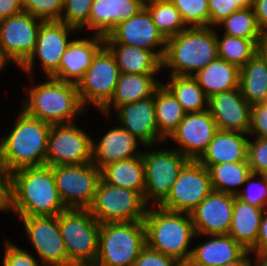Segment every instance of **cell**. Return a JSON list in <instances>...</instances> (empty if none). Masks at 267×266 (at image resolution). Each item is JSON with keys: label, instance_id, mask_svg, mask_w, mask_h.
I'll return each instance as SVG.
<instances>
[{"label": "cell", "instance_id": "6da1fadb", "mask_svg": "<svg viewBox=\"0 0 267 266\" xmlns=\"http://www.w3.org/2000/svg\"><path fill=\"white\" fill-rule=\"evenodd\" d=\"M8 213L15 216H58L65 211L51 166L17 169L8 174Z\"/></svg>", "mask_w": 267, "mask_h": 266}, {"label": "cell", "instance_id": "7a4b0ae2", "mask_svg": "<svg viewBox=\"0 0 267 266\" xmlns=\"http://www.w3.org/2000/svg\"><path fill=\"white\" fill-rule=\"evenodd\" d=\"M27 78L31 82L24 88L20 105L28 115L51 125H60L75 123L77 117L87 112L80 102L77 85L51 77L35 84L34 77Z\"/></svg>", "mask_w": 267, "mask_h": 266}, {"label": "cell", "instance_id": "3957f363", "mask_svg": "<svg viewBox=\"0 0 267 266\" xmlns=\"http://www.w3.org/2000/svg\"><path fill=\"white\" fill-rule=\"evenodd\" d=\"M10 132L0 139V166L8 175L24 168L45 165L51 124L20 109Z\"/></svg>", "mask_w": 267, "mask_h": 266}, {"label": "cell", "instance_id": "277c9868", "mask_svg": "<svg viewBox=\"0 0 267 266\" xmlns=\"http://www.w3.org/2000/svg\"><path fill=\"white\" fill-rule=\"evenodd\" d=\"M143 222L146 245L186 266L192 254L190 245L196 238L191 215L149 206Z\"/></svg>", "mask_w": 267, "mask_h": 266}, {"label": "cell", "instance_id": "5b68a950", "mask_svg": "<svg viewBox=\"0 0 267 266\" xmlns=\"http://www.w3.org/2000/svg\"><path fill=\"white\" fill-rule=\"evenodd\" d=\"M218 57L216 28L187 27L167 39L162 71L170 75L193 76Z\"/></svg>", "mask_w": 267, "mask_h": 266}, {"label": "cell", "instance_id": "8992f818", "mask_svg": "<svg viewBox=\"0 0 267 266\" xmlns=\"http://www.w3.org/2000/svg\"><path fill=\"white\" fill-rule=\"evenodd\" d=\"M146 246L143 221L101 224L98 255L93 266H133Z\"/></svg>", "mask_w": 267, "mask_h": 266}, {"label": "cell", "instance_id": "52a82bcc", "mask_svg": "<svg viewBox=\"0 0 267 266\" xmlns=\"http://www.w3.org/2000/svg\"><path fill=\"white\" fill-rule=\"evenodd\" d=\"M58 226L68 255V266H93L98 255L99 223L88 209H66Z\"/></svg>", "mask_w": 267, "mask_h": 266}, {"label": "cell", "instance_id": "ba28073f", "mask_svg": "<svg viewBox=\"0 0 267 266\" xmlns=\"http://www.w3.org/2000/svg\"><path fill=\"white\" fill-rule=\"evenodd\" d=\"M160 145H155V148L145 146L146 149L142 151L145 173L143 197L148 206H159L167 198L181 169L189 161L177 149H162Z\"/></svg>", "mask_w": 267, "mask_h": 266}, {"label": "cell", "instance_id": "9c48e42d", "mask_svg": "<svg viewBox=\"0 0 267 266\" xmlns=\"http://www.w3.org/2000/svg\"><path fill=\"white\" fill-rule=\"evenodd\" d=\"M148 205L140 192L115 187L100 179L91 206V215L101 224L143 221Z\"/></svg>", "mask_w": 267, "mask_h": 266}, {"label": "cell", "instance_id": "30bf717a", "mask_svg": "<svg viewBox=\"0 0 267 266\" xmlns=\"http://www.w3.org/2000/svg\"><path fill=\"white\" fill-rule=\"evenodd\" d=\"M120 70L116 59L104 44L94 55L91 65L77 84L79 99L88 111L94 106L99 112L112 98Z\"/></svg>", "mask_w": 267, "mask_h": 266}, {"label": "cell", "instance_id": "8fae6325", "mask_svg": "<svg viewBox=\"0 0 267 266\" xmlns=\"http://www.w3.org/2000/svg\"><path fill=\"white\" fill-rule=\"evenodd\" d=\"M80 31L61 21H43L37 35L34 51L19 67L23 74L35 76L36 61L43 76L50 77L58 68L61 56L66 51L75 34ZM72 35V36H71ZM39 60V61H38Z\"/></svg>", "mask_w": 267, "mask_h": 266}, {"label": "cell", "instance_id": "7c38bea8", "mask_svg": "<svg viewBox=\"0 0 267 266\" xmlns=\"http://www.w3.org/2000/svg\"><path fill=\"white\" fill-rule=\"evenodd\" d=\"M60 198L67 209H88L94 199L101 170L93 163L51 166Z\"/></svg>", "mask_w": 267, "mask_h": 266}, {"label": "cell", "instance_id": "4fadbf2b", "mask_svg": "<svg viewBox=\"0 0 267 266\" xmlns=\"http://www.w3.org/2000/svg\"><path fill=\"white\" fill-rule=\"evenodd\" d=\"M93 138L75 123L52 125L48 135L45 165L92 163Z\"/></svg>", "mask_w": 267, "mask_h": 266}, {"label": "cell", "instance_id": "5bb4252c", "mask_svg": "<svg viewBox=\"0 0 267 266\" xmlns=\"http://www.w3.org/2000/svg\"><path fill=\"white\" fill-rule=\"evenodd\" d=\"M26 239L34 249L43 266H68V255L64 246L58 216H17Z\"/></svg>", "mask_w": 267, "mask_h": 266}, {"label": "cell", "instance_id": "9a60e30c", "mask_svg": "<svg viewBox=\"0 0 267 266\" xmlns=\"http://www.w3.org/2000/svg\"><path fill=\"white\" fill-rule=\"evenodd\" d=\"M211 191L208 169L198 160H189L181 169L169 195L159 206L190 214Z\"/></svg>", "mask_w": 267, "mask_h": 266}, {"label": "cell", "instance_id": "2e32d148", "mask_svg": "<svg viewBox=\"0 0 267 266\" xmlns=\"http://www.w3.org/2000/svg\"><path fill=\"white\" fill-rule=\"evenodd\" d=\"M42 20L26 12L0 20V51L20 67L34 51Z\"/></svg>", "mask_w": 267, "mask_h": 266}, {"label": "cell", "instance_id": "e0dca14e", "mask_svg": "<svg viewBox=\"0 0 267 266\" xmlns=\"http://www.w3.org/2000/svg\"><path fill=\"white\" fill-rule=\"evenodd\" d=\"M167 39L153 23L149 11L144 7L138 14L123 21L106 37L104 43H120L152 51L161 61L166 50Z\"/></svg>", "mask_w": 267, "mask_h": 266}, {"label": "cell", "instance_id": "ac0fdd59", "mask_svg": "<svg viewBox=\"0 0 267 266\" xmlns=\"http://www.w3.org/2000/svg\"><path fill=\"white\" fill-rule=\"evenodd\" d=\"M218 130L209 110L199 113H186L177 129L166 140L175 142L177 149L189 160H198Z\"/></svg>", "mask_w": 267, "mask_h": 266}, {"label": "cell", "instance_id": "d6986e66", "mask_svg": "<svg viewBox=\"0 0 267 266\" xmlns=\"http://www.w3.org/2000/svg\"><path fill=\"white\" fill-rule=\"evenodd\" d=\"M119 125L145 146H155L166 143L158 133L154 108V94L135 103L119 106L115 111ZM144 146V147H143Z\"/></svg>", "mask_w": 267, "mask_h": 266}, {"label": "cell", "instance_id": "ffe728a7", "mask_svg": "<svg viewBox=\"0 0 267 266\" xmlns=\"http://www.w3.org/2000/svg\"><path fill=\"white\" fill-rule=\"evenodd\" d=\"M234 195L211 191L190 213L196 235H228Z\"/></svg>", "mask_w": 267, "mask_h": 266}, {"label": "cell", "instance_id": "44dd1931", "mask_svg": "<svg viewBox=\"0 0 267 266\" xmlns=\"http://www.w3.org/2000/svg\"><path fill=\"white\" fill-rule=\"evenodd\" d=\"M251 108L239 88L212 95L208 110L219 130L248 134L251 125Z\"/></svg>", "mask_w": 267, "mask_h": 266}, {"label": "cell", "instance_id": "7402d4cb", "mask_svg": "<svg viewBox=\"0 0 267 266\" xmlns=\"http://www.w3.org/2000/svg\"><path fill=\"white\" fill-rule=\"evenodd\" d=\"M104 45V37L90 34L74 37L61 56L59 68L51 78L77 85L91 65L97 51Z\"/></svg>", "mask_w": 267, "mask_h": 266}, {"label": "cell", "instance_id": "603a6c76", "mask_svg": "<svg viewBox=\"0 0 267 266\" xmlns=\"http://www.w3.org/2000/svg\"><path fill=\"white\" fill-rule=\"evenodd\" d=\"M107 130L100 139L92 140V163L100 170L108 164L142 155L139 150L142 143L119 124Z\"/></svg>", "mask_w": 267, "mask_h": 266}, {"label": "cell", "instance_id": "cb8c5ba5", "mask_svg": "<svg viewBox=\"0 0 267 266\" xmlns=\"http://www.w3.org/2000/svg\"><path fill=\"white\" fill-rule=\"evenodd\" d=\"M144 7L139 0H94L89 15V31L106 37L120 23L138 14Z\"/></svg>", "mask_w": 267, "mask_h": 266}, {"label": "cell", "instance_id": "d4e9b609", "mask_svg": "<svg viewBox=\"0 0 267 266\" xmlns=\"http://www.w3.org/2000/svg\"><path fill=\"white\" fill-rule=\"evenodd\" d=\"M206 237L205 242L195 244L186 266H222L239 259L247 250L230 235H196Z\"/></svg>", "mask_w": 267, "mask_h": 266}, {"label": "cell", "instance_id": "484cf974", "mask_svg": "<svg viewBox=\"0 0 267 266\" xmlns=\"http://www.w3.org/2000/svg\"><path fill=\"white\" fill-rule=\"evenodd\" d=\"M159 74H132L120 72L118 82L111 100L99 111L106 117L112 118V113L127 103L151 97L162 80L157 79ZM113 110V112H112Z\"/></svg>", "mask_w": 267, "mask_h": 266}, {"label": "cell", "instance_id": "4316f807", "mask_svg": "<svg viewBox=\"0 0 267 266\" xmlns=\"http://www.w3.org/2000/svg\"><path fill=\"white\" fill-rule=\"evenodd\" d=\"M248 139L246 133L218 129L198 161L202 165L248 162Z\"/></svg>", "mask_w": 267, "mask_h": 266}, {"label": "cell", "instance_id": "83f0119b", "mask_svg": "<svg viewBox=\"0 0 267 266\" xmlns=\"http://www.w3.org/2000/svg\"><path fill=\"white\" fill-rule=\"evenodd\" d=\"M193 78L210 98L214 94L239 88L240 68L217 57L197 71Z\"/></svg>", "mask_w": 267, "mask_h": 266}, {"label": "cell", "instance_id": "f1b7e54d", "mask_svg": "<svg viewBox=\"0 0 267 266\" xmlns=\"http://www.w3.org/2000/svg\"><path fill=\"white\" fill-rule=\"evenodd\" d=\"M264 209L245 203L234 196L233 214L228 235L250 251L256 244Z\"/></svg>", "mask_w": 267, "mask_h": 266}, {"label": "cell", "instance_id": "f546056e", "mask_svg": "<svg viewBox=\"0 0 267 266\" xmlns=\"http://www.w3.org/2000/svg\"><path fill=\"white\" fill-rule=\"evenodd\" d=\"M113 53L120 72L160 74L162 61L150 50L120 43H104Z\"/></svg>", "mask_w": 267, "mask_h": 266}, {"label": "cell", "instance_id": "4dcf8cb0", "mask_svg": "<svg viewBox=\"0 0 267 266\" xmlns=\"http://www.w3.org/2000/svg\"><path fill=\"white\" fill-rule=\"evenodd\" d=\"M239 89L251 105L267 102V57L260 49L240 68Z\"/></svg>", "mask_w": 267, "mask_h": 266}, {"label": "cell", "instance_id": "1f68e13d", "mask_svg": "<svg viewBox=\"0 0 267 266\" xmlns=\"http://www.w3.org/2000/svg\"><path fill=\"white\" fill-rule=\"evenodd\" d=\"M101 179L115 187L140 192L144 196L145 173L142 155L104 166Z\"/></svg>", "mask_w": 267, "mask_h": 266}, {"label": "cell", "instance_id": "d6a6232c", "mask_svg": "<svg viewBox=\"0 0 267 266\" xmlns=\"http://www.w3.org/2000/svg\"><path fill=\"white\" fill-rule=\"evenodd\" d=\"M154 108L158 133L167 140L184 119L186 112L162 83L154 91Z\"/></svg>", "mask_w": 267, "mask_h": 266}, {"label": "cell", "instance_id": "836d02e7", "mask_svg": "<svg viewBox=\"0 0 267 266\" xmlns=\"http://www.w3.org/2000/svg\"><path fill=\"white\" fill-rule=\"evenodd\" d=\"M161 82L178 100L186 113H199L208 110L209 98L193 76L168 75Z\"/></svg>", "mask_w": 267, "mask_h": 266}, {"label": "cell", "instance_id": "e575fe53", "mask_svg": "<svg viewBox=\"0 0 267 266\" xmlns=\"http://www.w3.org/2000/svg\"><path fill=\"white\" fill-rule=\"evenodd\" d=\"M210 174L213 191L236 196L251 174L248 162H228L218 165H204Z\"/></svg>", "mask_w": 267, "mask_h": 266}, {"label": "cell", "instance_id": "d590c367", "mask_svg": "<svg viewBox=\"0 0 267 266\" xmlns=\"http://www.w3.org/2000/svg\"><path fill=\"white\" fill-rule=\"evenodd\" d=\"M215 28H223L225 35L252 40L259 48L265 35L257 25L252 8L235 11Z\"/></svg>", "mask_w": 267, "mask_h": 266}, {"label": "cell", "instance_id": "8d00e7d4", "mask_svg": "<svg viewBox=\"0 0 267 266\" xmlns=\"http://www.w3.org/2000/svg\"><path fill=\"white\" fill-rule=\"evenodd\" d=\"M216 29L218 57L243 67L260 49L252 40L220 34Z\"/></svg>", "mask_w": 267, "mask_h": 266}, {"label": "cell", "instance_id": "74e56055", "mask_svg": "<svg viewBox=\"0 0 267 266\" xmlns=\"http://www.w3.org/2000/svg\"><path fill=\"white\" fill-rule=\"evenodd\" d=\"M145 8L149 11L153 23L166 39L178 35L187 28L179 11L170 0H156L146 4Z\"/></svg>", "mask_w": 267, "mask_h": 266}, {"label": "cell", "instance_id": "f35d334b", "mask_svg": "<svg viewBox=\"0 0 267 266\" xmlns=\"http://www.w3.org/2000/svg\"><path fill=\"white\" fill-rule=\"evenodd\" d=\"M187 27H208V0H170Z\"/></svg>", "mask_w": 267, "mask_h": 266}, {"label": "cell", "instance_id": "ab89813d", "mask_svg": "<svg viewBox=\"0 0 267 266\" xmlns=\"http://www.w3.org/2000/svg\"><path fill=\"white\" fill-rule=\"evenodd\" d=\"M94 0H63L61 22L84 32L89 29V15Z\"/></svg>", "mask_w": 267, "mask_h": 266}, {"label": "cell", "instance_id": "60d3db41", "mask_svg": "<svg viewBox=\"0 0 267 266\" xmlns=\"http://www.w3.org/2000/svg\"><path fill=\"white\" fill-rule=\"evenodd\" d=\"M245 187L236 195L241 201L260 208H267V175L251 173Z\"/></svg>", "mask_w": 267, "mask_h": 266}, {"label": "cell", "instance_id": "b9f144b4", "mask_svg": "<svg viewBox=\"0 0 267 266\" xmlns=\"http://www.w3.org/2000/svg\"><path fill=\"white\" fill-rule=\"evenodd\" d=\"M63 0H23V11L42 21H59Z\"/></svg>", "mask_w": 267, "mask_h": 266}, {"label": "cell", "instance_id": "7bdbcfd3", "mask_svg": "<svg viewBox=\"0 0 267 266\" xmlns=\"http://www.w3.org/2000/svg\"><path fill=\"white\" fill-rule=\"evenodd\" d=\"M12 241L9 237L3 240L2 266H43L35 255Z\"/></svg>", "mask_w": 267, "mask_h": 266}, {"label": "cell", "instance_id": "ee69618b", "mask_svg": "<svg viewBox=\"0 0 267 266\" xmlns=\"http://www.w3.org/2000/svg\"><path fill=\"white\" fill-rule=\"evenodd\" d=\"M248 164L251 173L267 175V138L249 136Z\"/></svg>", "mask_w": 267, "mask_h": 266}, {"label": "cell", "instance_id": "f6af8a7d", "mask_svg": "<svg viewBox=\"0 0 267 266\" xmlns=\"http://www.w3.org/2000/svg\"><path fill=\"white\" fill-rule=\"evenodd\" d=\"M133 266H184L176 259L149 248L147 245L139 253Z\"/></svg>", "mask_w": 267, "mask_h": 266}, {"label": "cell", "instance_id": "bcb514c9", "mask_svg": "<svg viewBox=\"0 0 267 266\" xmlns=\"http://www.w3.org/2000/svg\"><path fill=\"white\" fill-rule=\"evenodd\" d=\"M209 27L215 28L220 22L239 10L233 0H208Z\"/></svg>", "mask_w": 267, "mask_h": 266}, {"label": "cell", "instance_id": "7dc6e473", "mask_svg": "<svg viewBox=\"0 0 267 266\" xmlns=\"http://www.w3.org/2000/svg\"><path fill=\"white\" fill-rule=\"evenodd\" d=\"M248 135L267 138V102L252 105Z\"/></svg>", "mask_w": 267, "mask_h": 266}, {"label": "cell", "instance_id": "c3c4849f", "mask_svg": "<svg viewBox=\"0 0 267 266\" xmlns=\"http://www.w3.org/2000/svg\"><path fill=\"white\" fill-rule=\"evenodd\" d=\"M250 252L259 253V254H267V208L264 209L262 217H261L259 233H258L256 244L250 250Z\"/></svg>", "mask_w": 267, "mask_h": 266}, {"label": "cell", "instance_id": "681fc988", "mask_svg": "<svg viewBox=\"0 0 267 266\" xmlns=\"http://www.w3.org/2000/svg\"><path fill=\"white\" fill-rule=\"evenodd\" d=\"M252 10L258 27L267 34V0H253Z\"/></svg>", "mask_w": 267, "mask_h": 266}, {"label": "cell", "instance_id": "f907efd6", "mask_svg": "<svg viewBox=\"0 0 267 266\" xmlns=\"http://www.w3.org/2000/svg\"><path fill=\"white\" fill-rule=\"evenodd\" d=\"M23 12V0H0V20Z\"/></svg>", "mask_w": 267, "mask_h": 266}, {"label": "cell", "instance_id": "816d5d0a", "mask_svg": "<svg viewBox=\"0 0 267 266\" xmlns=\"http://www.w3.org/2000/svg\"><path fill=\"white\" fill-rule=\"evenodd\" d=\"M8 175L0 166V214L8 212Z\"/></svg>", "mask_w": 267, "mask_h": 266}, {"label": "cell", "instance_id": "f5cc1de1", "mask_svg": "<svg viewBox=\"0 0 267 266\" xmlns=\"http://www.w3.org/2000/svg\"><path fill=\"white\" fill-rule=\"evenodd\" d=\"M252 252L246 251L239 259L234 262L224 264L222 266H250Z\"/></svg>", "mask_w": 267, "mask_h": 266}, {"label": "cell", "instance_id": "db71d44e", "mask_svg": "<svg viewBox=\"0 0 267 266\" xmlns=\"http://www.w3.org/2000/svg\"><path fill=\"white\" fill-rule=\"evenodd\" d=\"M252 256H254V258H251L250 266H267V254L252 252Z\"/></svg>", "mask_w": 267, "mask_h": 266}, {"label": "cell", "instance_id": "11a10c76", "mask_svg": "<svg viewBox=\"0 0 267 266\" xmlns=\"http://www.w3.org/2000/svg\"><path fill=\"white\" fill-rule=\"evenodd\" d=\"M238 9L252 8L253 0H233Z\"/></svg>", "mask_w": 267, "mask_h": 266}, {"label": "cell", "instance_id": "9f6ffc18", "mask_svg": "<svg viewBox=\"0 0 267 266\" xmlns=\"http://www.w3.org/2000/svg\"><path fill=\"white\" fill-rule=\"evenodd\" d=\"M12 62L0 51V73Z\"/></svg>", "mask_w": 267, "mask_h": 266}, {"label": "cell", "instance_id": "6f0895ef", "mask_svg": "<svg viewBox=\"0 0 267 266\" xmlns=\"http://www.w3.org/2000/svg\"><path fill=\"white\" fill-rule=\"evenodd\" d=\"M260 50L267 57V34L264 35V39L260 44Z\"/></svg>", "mask_w": 267, "mask_h": 266}, {"label": "cell", "instance_id": "680465c9", "mask_svg": "<svg viewBox=\"0 0 267 266\" xmlns=\"http://www.w3.org/2000/svg\"><path fill=\"white\" fill-rule=\"evenodd\" d=\"M139 1H141L144 5H146V4H148L150 2H154L156 0H139Z\"/></svg>", "mask_w": 267, "mask_h": 266}]
</instances>
